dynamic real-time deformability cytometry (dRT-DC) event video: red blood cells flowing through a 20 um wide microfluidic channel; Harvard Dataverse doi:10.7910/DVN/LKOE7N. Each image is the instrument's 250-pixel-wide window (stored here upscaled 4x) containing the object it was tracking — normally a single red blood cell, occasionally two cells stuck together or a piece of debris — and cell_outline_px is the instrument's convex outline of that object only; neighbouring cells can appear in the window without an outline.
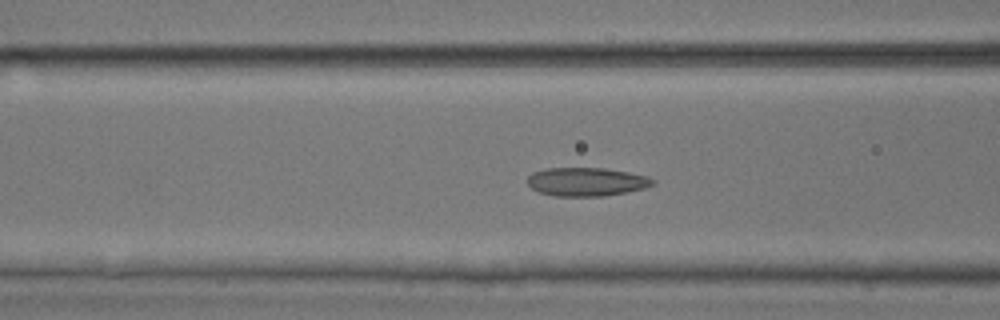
{"species": "common noctule bat (a hibernating species)", "species_latin": "Nyctalus noctula", "temperature_condition": "room temperature", "stored_images_in_passage": 37, "camera_frame_rate_fps": 3000, "um_per_image_px": 0.085, "animal": {"sex": "male", "body_mass_g": 17.9, "forearm_length_mm": 54.2}, "frame": {"image": 1, "passage_image": 6, "time_ms": 1.667, "image_size_px": [1000, 320], "cell_outline_px": [[656, 184], [644, 188], [628, 192], [604, 196], [552, 196], [540, 192], [532, 188], [528, 184], [528, 176], [532, 172], [544, 168], [604, 168], [628, 172], [648, 176], [656, 180]], "centroid_in_image_um": [49.87, 15.45], "position_along_channel_um": 116.7, "area_um2": 21.04}}
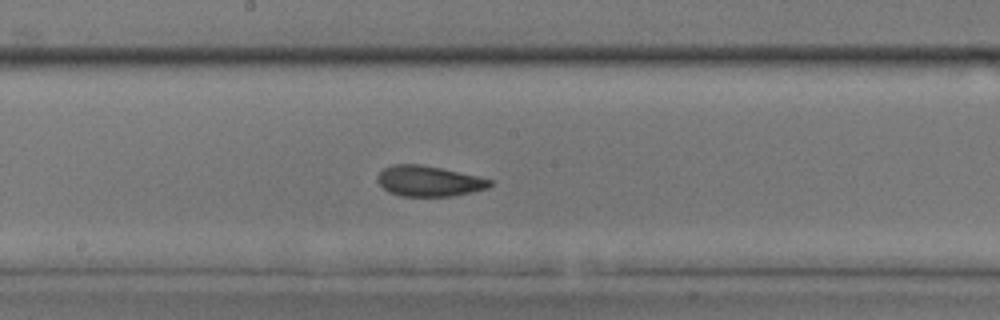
{"frame": {"image": 2, "passage_image": 13, "time_ms": 4.0, "image_size_px": [1000, 320], "cell_outline_px": [[492, 184], [488, 188], [472, 192], [452, 196], [400, 196], [388, 192], [376, 180], [376, 176], [384, 168], [392, 164], [420, 164], [440, 168], [476, 176], [492, 180]], "centroid_in_image_um": [36.42, 15.39], "position_along_channel_um": 211.8, "area_um2": 19.94}}
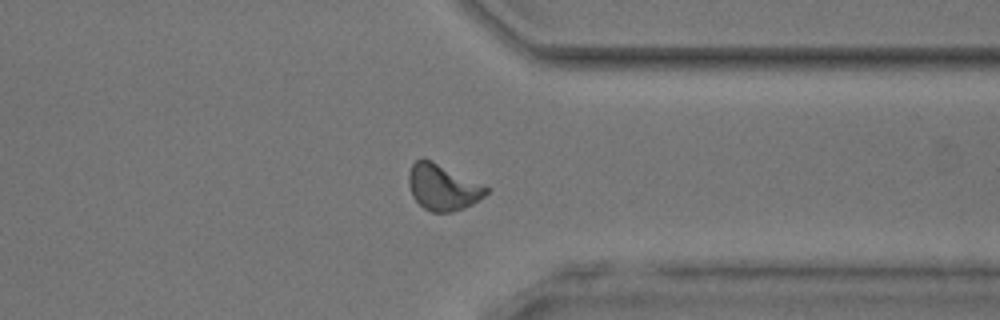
{"frame": {"image": 3, "passage_image": 25, "time_ms": 8.0, "image_size_px": [1000, 320], "cell_outline_px": [[488, 192], [480, 200], [464, 208], [452, 212], [432, 212], [424, 208], [412, 196], [408, 184], [408, 172], [412, 164], [420, 156], [424, 156], [488, 188]], "centroid_in_image_um": [37.58, 15.9], "position_along_channel_um": 373.8, "area_um2": 20.75}, "authors_computed_cell_mechanics": {"area_um2": 19.8254, "velocity_mm_per_s": 4.0885, "shape_relaxation_time_tau1_ms": 7.4021, "shape_relaxation_time_tau2_ms": 1.45, "deformation_change_tau1": 0.1601, "deformation_change_tau2": 0.086}}